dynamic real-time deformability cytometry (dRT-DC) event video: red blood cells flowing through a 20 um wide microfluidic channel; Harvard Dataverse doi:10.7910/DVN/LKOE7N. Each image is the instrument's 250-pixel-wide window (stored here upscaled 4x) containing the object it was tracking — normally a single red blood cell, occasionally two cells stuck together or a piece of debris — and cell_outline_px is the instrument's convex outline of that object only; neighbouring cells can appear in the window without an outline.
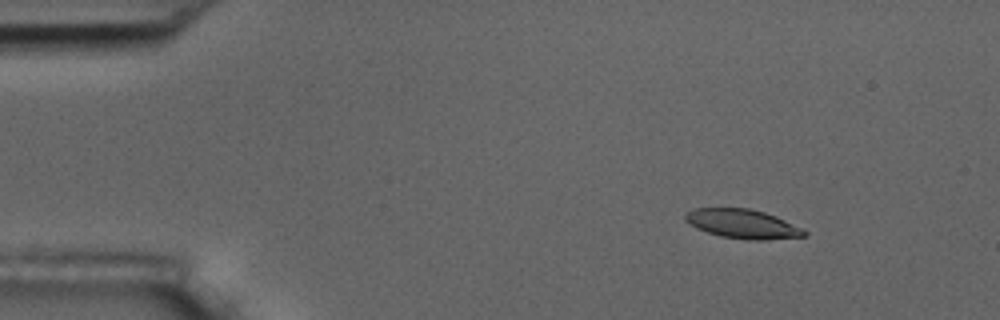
{"species": "common noctule bat (a hibernating species)", "species_latin": "Nyctalus noctula", "temperature_condition": "room temperature", "stored_images_in_passage": 9, "camera_frame_rate_fps": 3000, "um_per_image_px": 0.085, "animal": {"sex": "male", "body_mass_g": 17.5, "forearm_length_mm": 52.3}, "frame": {"image": 1, "passage_image": 1, "time_ms": 0.0, "image_size_px": [1000, 320], "cell_outline_px": [[808, 236], [764, 240], [748, 240], [720, 236], [696, 228], [684, 220], [684, 212], [692, 208], [748, 208], [764, 212], [776, 216], [808, 232]], "centroid_in_image_um": [63.08, 19.03], "position_along_channel_um": 21.9, "area_um2": 20.29}}
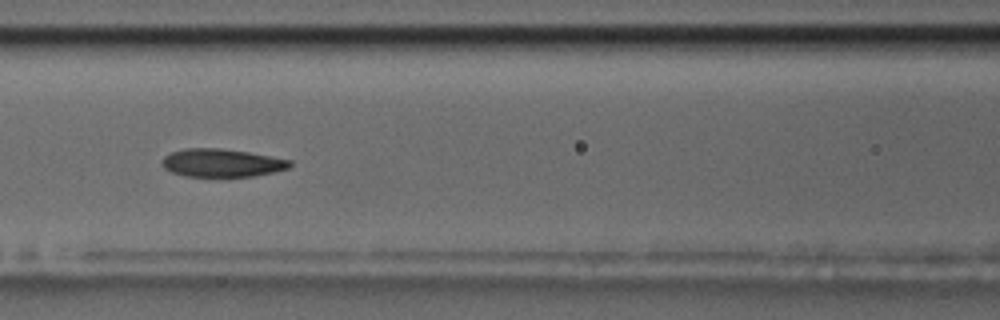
{"frame": {"image": 2, "passage_image": 6, "time_ms": 5.667, "image_size_px": [1000, 320], "cell_outline_px": [[292, 164], [288, 168], [272, 172], [252, 176], [184, 176], [172, 172], [164, 168], [160, 164], [160, 160], [164, 156], [172, 152], [184, 148], [216, 148], [248, 152], [292, 160]], "centroid_in_image_um": [18.8, 13.84], "position_along_channel_um": 147.8, "area_um2": 20.81}}
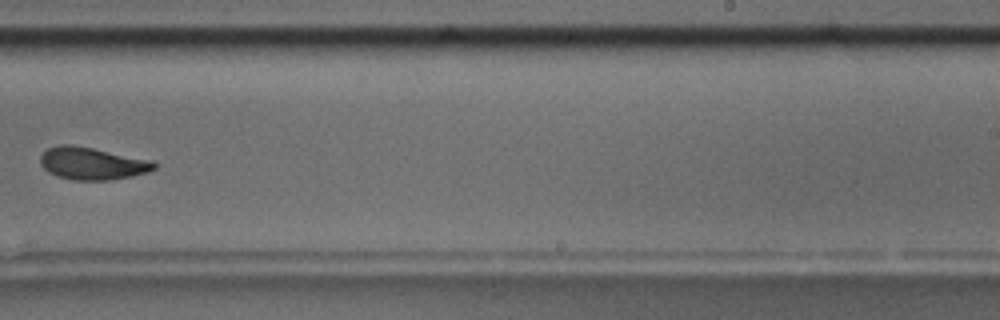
{"frame": {"image": 3, "passage_image": 9, "time_ms": 9.333, "image_size_px": [1000, 320], "cell_outline_px": [[156, 168], [148, 172], [132, 176], [108, 180], [76, 180], [56, 176], [48, 172], [40, 164], [40, 156], [48, 148], [60, 144], [72, 144], [152, 160], [156, 164]], "centroid_in_image_um": [7.82, 13.89], "position_along_channel_um": 281.2, "area_um2": 21.44}}